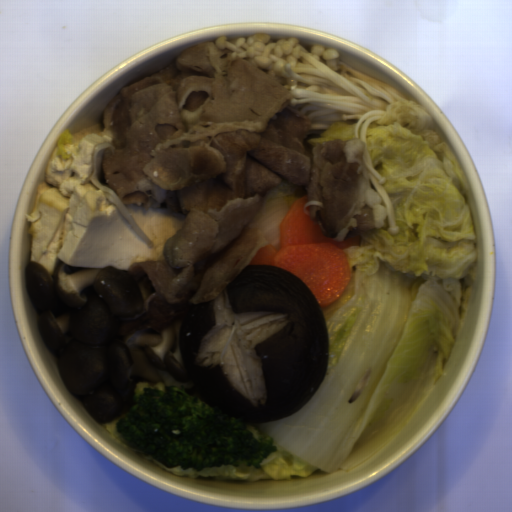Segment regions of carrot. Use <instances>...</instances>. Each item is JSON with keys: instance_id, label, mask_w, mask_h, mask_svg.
Wrapping results in <instances>:
<instances>
[{"instance_id": "b8716197", "label": "carrot", "mask_w": 512, "mask_h": 512, "mask_svg": "<svg viewBox=\"0 0 512 512\" xmlns=\"http://www.w3.org/2000/svg\"><path fill=\"white\" fill-rule=\"evenodd\" d=\"M308 197L301 196L288 209L280 224L278 250L272 244L260 248L248 262L272 264L293 273L306 283L321 308L342 296L351 271L346 251L361 246V237L330 239L304 211Z\"/></svg>"}]
</instances>
